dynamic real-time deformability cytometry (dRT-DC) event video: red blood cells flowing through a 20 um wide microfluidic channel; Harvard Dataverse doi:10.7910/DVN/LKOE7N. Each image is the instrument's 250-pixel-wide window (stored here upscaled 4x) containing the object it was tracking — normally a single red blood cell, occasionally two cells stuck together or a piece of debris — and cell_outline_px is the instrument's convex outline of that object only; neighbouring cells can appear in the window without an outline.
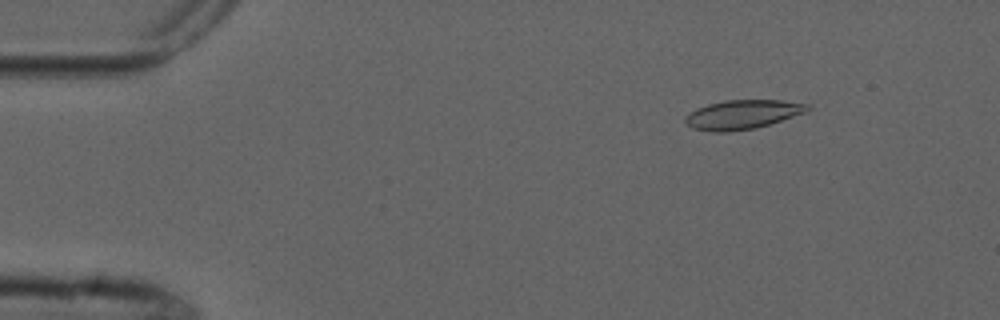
{"species": "common noctule bat (a hibernating species)", "species_latin": "Nyctalus noctula", "temperature_condition": "cold", "stored_images_in_passage": 6, "camera_frame_rate_fps": 3000, "um_per_image_px": 0.085, "animal": {"sex": "male", "forearm_length_mm": 52.5}, "frame": {"image": 1, "passage_image": 2, "time_ms": 1.0, "image_size_px": [1000, 320], "cell_outline_px": [[812, 108], [804, 112], [756, 128], [728, 132], [712, 132], [692, 128], [684, 120], [684, 116], [696, 108], [708, 104], [724, 100], [780, 100], [808, 104]], "centroid_in_image_um": [63.06, 9.73], "position_along_channel_um": 21.9, "area_um2": 20.63}}
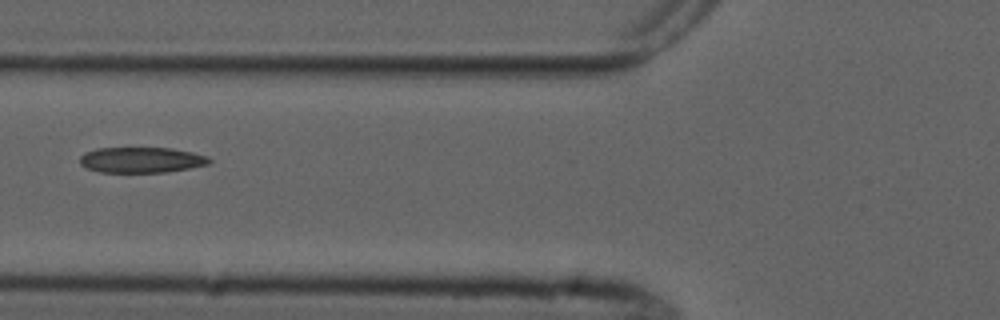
{"frame": {"image": 2, "passage_image": 6, "time_ms": 5.667, "image_size_px": [1000, 320], "cell_outline_px": [[212, 160], [208, 164], [188, 168], [164, 172], [100, 172], [88, 168], [80, 164], [80, 156], [84, 152], [96, 148], [172, 148], [192, 152], [208, 156]], "centroid_in_image_um": [12.0, 13.58], "position_along_channel_um": 113.8, "area_um2": 19.25}}